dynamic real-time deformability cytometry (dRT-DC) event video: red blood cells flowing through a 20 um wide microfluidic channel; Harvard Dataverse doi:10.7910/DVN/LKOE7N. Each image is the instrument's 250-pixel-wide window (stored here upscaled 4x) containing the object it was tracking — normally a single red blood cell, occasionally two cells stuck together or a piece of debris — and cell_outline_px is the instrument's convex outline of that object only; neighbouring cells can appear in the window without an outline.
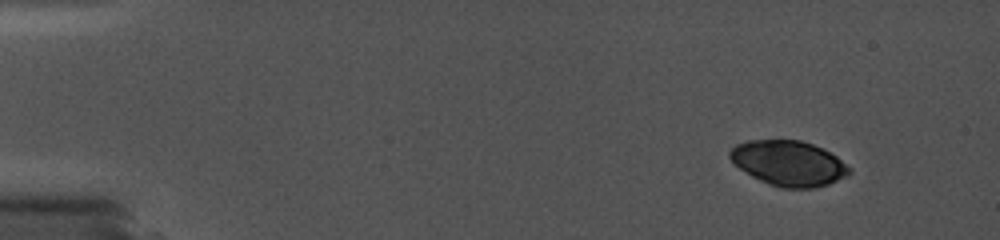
{"species": "common noctule bat (a hibernating species)", "species_latin": "Nyctalus noctula", "temperature_condition": "cold", "stored_images_in_passage": 4, "camera_frame_rate_fps": 5000, "um_per_image_px": 0.085, "animal": {"sex": "female", "body_mass_g": 19.0, "forearm_length_mm": 56.7}, "frame": {"image": 1, "passage_image": 1, "time_ms": 0.0, "image_size_px": [1000, 240], "cell_outline_px": [[852, 172], [848, 176], [828, 184], [812, 188], [780, 188], [768, 184], [752, 176], [740, 168], [728, 156], [728, 152], [736, 144], [748, 140], [800, 140], [824, 148], [836, 156], [852, 168]], "centroid_in_image_um": [67.06, 13.87], "position_along_channel_um": 17.9, "area_um2": 31.56}}